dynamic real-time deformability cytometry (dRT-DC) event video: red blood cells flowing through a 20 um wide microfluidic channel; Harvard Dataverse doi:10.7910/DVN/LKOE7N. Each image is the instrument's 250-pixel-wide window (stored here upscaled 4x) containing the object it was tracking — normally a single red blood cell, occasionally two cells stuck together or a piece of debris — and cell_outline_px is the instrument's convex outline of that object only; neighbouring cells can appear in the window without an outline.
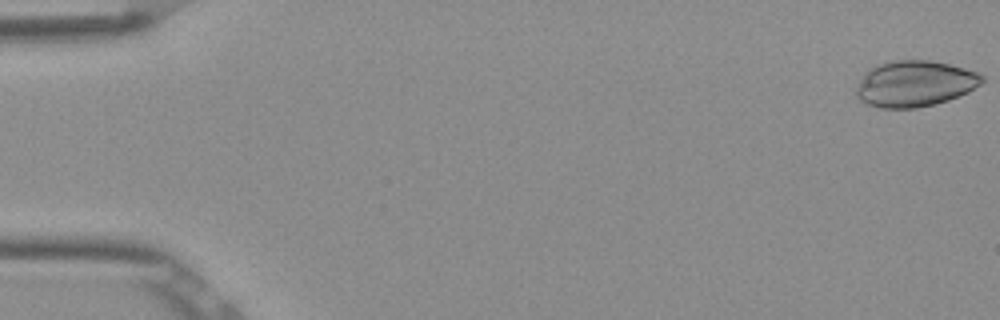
{"species": "Egyptian fruit bat (a non-hibernating species)", "species_latin": "Rousettus aegyptiacus", "temperature_condition": "room temperature", "stored_images_in_passage": 6, "camera_frame_rate_fps": 3000, "um_per_image_px": 0.085, "frame": {"image": 1, "passage_image": 1, "time_ms": 0.0, "image_size_px": [1000, 320], "cell_outline_px": [[984, 80], [980, 84], [968, 92], [948, 100], [936, 104], [916, 108], [880, 108], [868, 104], [860, 100], [856, 96], [856, 88], [864, 72], [868, 68], [876, 64], [888, 60], [928, 60], [948, 64], [980, 72], [984, 76]], "centroid_in_image_um": [77.74, 7.1], "position_along_channel_um": 7.3, "area_um2": 34.04}}
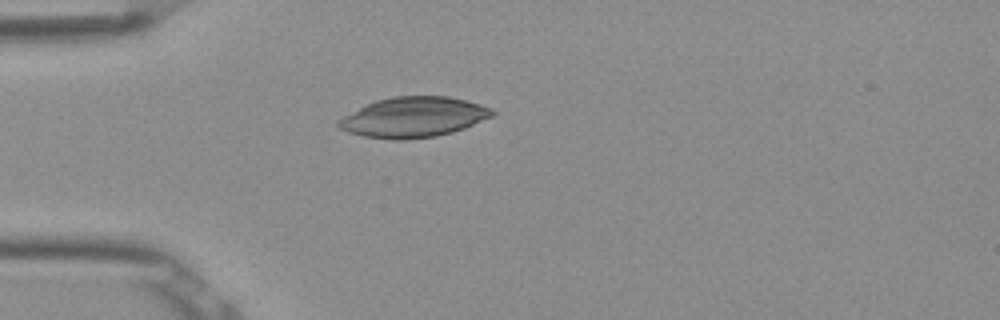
{"frame": {"image": 2, "passage_image": 5, "time_ms": 1.333, "image_size_px": [1000, 320], "cell_outline_px": [[496, 112], [492, 116], [464, 128], [452, 132], [436, 136], [404, 140], [392, 140], [364, 136], [348, 132], [340, 128], [336, 124], [336, 120], [376, 100], [392, 96], [448, 96], [468, 100], [492, 108]], "centroid_in_image_um": [35.16, 9.96], "position_along_channel_um": 49.8, "area_um2": 36.01}}